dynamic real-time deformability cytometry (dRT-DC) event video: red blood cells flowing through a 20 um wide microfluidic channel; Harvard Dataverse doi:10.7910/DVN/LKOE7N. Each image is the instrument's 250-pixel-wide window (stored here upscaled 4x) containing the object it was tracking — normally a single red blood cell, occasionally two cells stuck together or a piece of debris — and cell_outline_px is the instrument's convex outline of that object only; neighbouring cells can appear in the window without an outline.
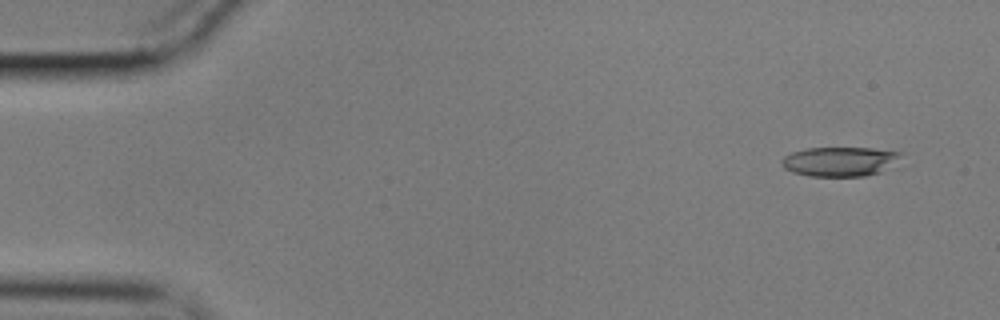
{"species": "common noctule bat (a hibernating species)", "species_latin": "Nyctalus noctula", "temperature_condition": "cold", "stored_images_in_passage": 52, "camera_frame_rate_fps": 3000, "um_per_image_px": 0.085, "animal": {"sex": "male", "body_mass_g": 17.9}, "frame": {"image": 1, "passage_image": 1, "time_ms": 0.0, "image_size_px": [1000, 320], "cell_outline_px": [[900, 168], [864, 176], [808, 176], [792, 172], [784, 168], [780, 160], [784, 156], [792, 152], [808, 148], [872, 148], [900, 152]], "centroid_in_image_um": [71.49, 13.74], "position_along_channel_um": 13.5, "area_um2": 21.04}}
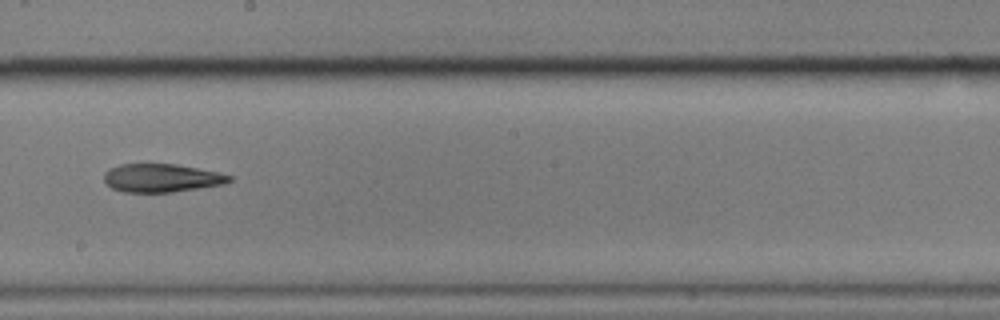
{"frame": {"image": 2, "passage_image": 29, "time_ms": 9.333, "image_size_px": [1000, 320], "cell_outline_px": [[232, 180], [224, 184], [172, 192], [124, 192], [112, 188], [104, 180], [104, 172], [108, 168], [120, 164], [176, 164], [220, 172], [232, 176]], "centroid_in_image_um": [13.73, 15.12], "position_along_channel_um": 234.5, "area_um2": 20.69}}
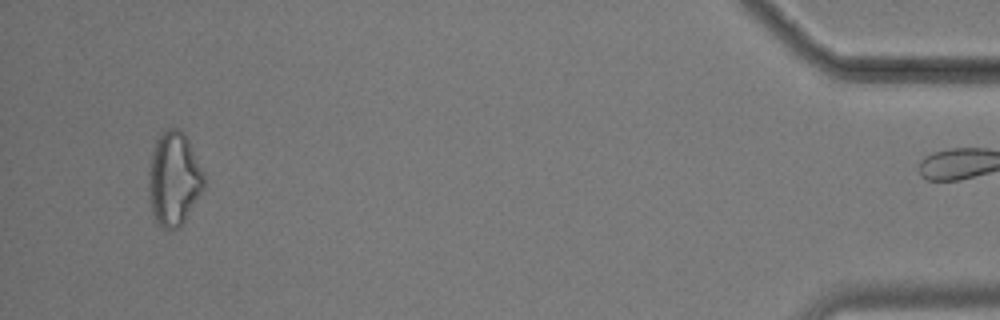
{"frame": {"image": 3, "passage_image": 51, "time_ms": 16.667, "image_size_px": [1000, 320], "cell_outline_px": [[204, 188], [180, 228], [168, 232], [160, 228], [152, 212], [148, 196], [148, 172], [152, 152], [156, 140], [160, 132], [168, 128], [180, 128], [188, 140], [204, 176]], "centroid_in_image_um": [14.74, 15.25], "position_along_channel_um": 420.5, "area_um2": 30.46}}